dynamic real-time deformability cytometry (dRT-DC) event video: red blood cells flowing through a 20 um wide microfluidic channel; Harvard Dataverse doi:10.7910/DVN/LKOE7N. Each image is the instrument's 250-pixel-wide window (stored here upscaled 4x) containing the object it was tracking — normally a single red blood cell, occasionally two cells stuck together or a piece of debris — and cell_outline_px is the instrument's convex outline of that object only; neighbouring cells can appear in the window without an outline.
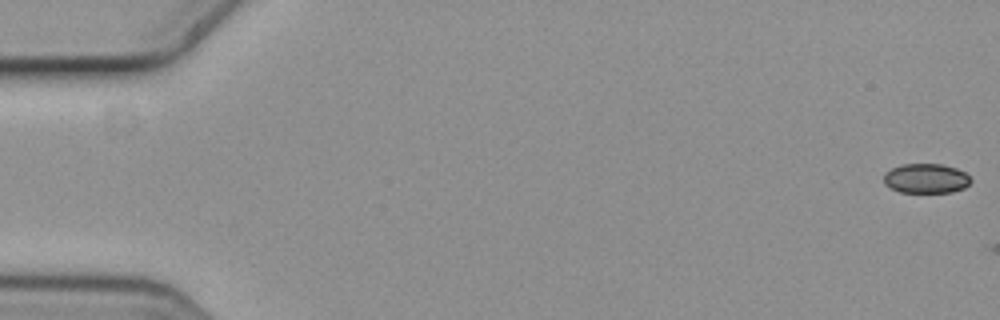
{"species": "common noctule bat (a hibernating species)", "species_latin": "Nyctalus noctula", "temperature_condition": "cold", "stored_images_in_passage": 3, "camera_frame_rate_fps": 3000, "um_per_image_px": 0.085, "animal": {"sex": "female", "body_mass_g": 19.3, "forearm_length_mm": 54.1}, "frame": {"image": 1, "passage_image": 1, "time_ms": 0.0, "image_size_px": [1000, 320], "cell_outline_px": [[972, 180], [964, 188], [952, 192], [900, 192], [884, 184], [884, 172], [892, 168], [904, 164], [940, 164], [956, 168], [964, 172]], "centroid_in_image_um": [78.7, 15.17], "position_along_channel_um": 6.3, "area_um2": 14.91}}